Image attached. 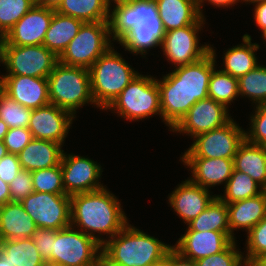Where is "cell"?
<instances>
[{
    "instance_id": "cell-14",
    "label": "cell",
    "mask_w": 266,
    "mask_h": 266,
    "mask_svg": "<svg viewBox=\"0 0 266 266\" xmlns=\"http://www.w3.org/2000/svg\"><path fill=\"white\" fill-rule=\"evenodd\" d=\"M61 170L66 195L92 192L105 187L99 182L102 166L88 157L63 152Z\"/></svg>"
},
{
    "instance_id": "cell-49",
    "label": "cell",
    "mask_w": 266,
    "mask_h": 266,
    "mask_svg": "<svg viewBox=\"0 0 266 266\" xmlns=\"http://www.w3.org/2000/svg\"><path fill=\"white\" fill-rule=\"evenodd\" d=\"M6 36L0 33V63L5 67V58H6Z\"/></svg>"
},
{
    "instance_id": "cell-53",
    "label": "cell",
    "mask_w": 266,
    "mask_h": 266,
    "mask_svg": "<svg viewBox=\"0 0 266 266\" xmlns=\"http://www.w3.org/2000/svg\"><path fill=\"white\" fill-rule=\"evenodd\" d=\"M8 154L7 148L4 144V141H0V160Z\"/></svg>"
},
{
    "instance_id": "cell-30",
    "label": "cell",
    "mask_w": 266,
    "mask_h": 266,
    "mask_svg": "<svg viewBox=\"0 0 266 266\" xmlns=\"http://www.w3.org/2000/svg\"><path fill=\"white\" fill-rule=\"evenodd\" d=\"M0 255L12 266H44L32 238L0 240Z\"/></svg>"
},
{
    "instance_id": "cell-52",
    "label": "cell",
    "mask_w": 266,
    "mask_h": 266,
    "mask_svg": "<svg viewBox=\"0 0 266 266\" xmlns=\"http://www.w3.org/2000/svg\"><path fill=\"white\" fill-rule=\"evenodd\" d=\"M258 266H266V253L255 260Z\"/></svg>"
},
{
    "instance_id": "cell-46",
    "label": "cell",
    "mask_w": 266,
    "mask_h": 266,
    "mask_svg": "<svg viewBox=\"0 0 266 266\" xmlns=\"http://www.w3.org/2000/svg\"><path fill=\"white\" fill-rule=\"evenodd\" d=\"M254 6V21L263 35L266 32V1L258 2Z\"/></svg>"
},
{
    "instance_id": "cell-35",
    "label": "cell",
    "mask_w": 266,
    "mask_h": 266,
    "mask_svg": "<svg viewBox=\"0 0 266 266\" xmlns=\"http://www.w3.org/2000/svg\"><path fill=\"white\" fill-rule=\"evenodd\" d=\"M31 109H28L3 93L0 98V118L11 128H28L31 118Z\"/></svg>"
},
{
    "instance_id": "cell-36",
    "label": "cell",
    "mask_w": 266,
    "mask_h": 266,
    "mask_svg": "<svg viewBox=\"0 0 266 266\" xmlns=\"http://www.w3.org/2000/svg\"><path fill=\"white\" fill-rule=\"evenodd\" d=\"M31 175L33 180V190L35 192L65 194L61 164L51 168L32 171Z\"/></svg>"
},
{
    "instance_id": "cell-4",
    "label": "cell",
    "mask_w": 266,
    "mask_h": 266,
    "mask_svg": "<svg viewBox=\"0 0 266 266\" xmlns=\"http://www.w3.org/2000/svg\"><path fill=\"white\" fill-rule=\"evenodd\" d=\"M172 245L127 224L102 244L103 266H158L164 263Z\"/></svg>"
},
{
    "instance_id": "cell-42",
    "label": "cell",
    "mask_w": 266,
    "mask_h": 266,
    "mask_svg": "<svg viewBox=\"0 0 266 266\" xmlns=\"http://www.w3.org/2000/svg\"><path fill=\"white\" fill-rule=\"evenodd\" d=\"M33 140L28 128H11L4 137L8 153L18 155Z\"/></svg>"
},
{
    "instance_id": "cell-2",
    "label": "cell",
    "mask_w": 266,
    "mask_h": 266,
    "mask_svg": "<svg viewBox=\"0 0 266 266\" xmlns=\"http://www.w3.org/2000/svg\"><path fill=\"white\" fill-rule=\"evenodd\" d=\"M112 6L108 23L113 42L134 55H144L141 57L153 47L161 48L166 32L155 0H130Z\"/></svg>"
},
{
    "instance_id": "cell-51",
    "label": "cell",
    "mask_w": 266,
    "mask_h": 266,
    "mask_svg": "<svg viewBox=\"0 0 266 266\" xmlns=\"http://www.w3.org/2000/svg\"><path fill=\"white\" fill-rule=\"evenodd\" d=\"M8 130H9L8 125L5 124L3 120L0 118V141L4 140V137L7 134Z\"/></svg>"
},
{
    "instance_id": "cell-17",
    "label": "cell",
    "mask_w": 266,
    "mask_h": 266,
    "mask_svg": "<svg viewBox=\"0 0 266 266\" xmlns=\"http://www.w3.org/2000/svg\"><path fill=\"white\" fill-rule=\"evenodd\" d=\"M53 14V8L35 4L5 34L7 45H43Z\"/></svg>"
},
{
    "instance_id": "cell-57",
    "label": "cell",
    "mask_w": 266,
    "mask_h": 266,
    "mask_svg": "<svg viewBox=\"0 0 266 266\" xmlns=\"http://www.w3.org/2000/svg\"><path fill=\"white\" fill-rule=\"evenodd\" d=\"M2 77H4V74L0 75V98H1V95L4 93V84H3Z\"/></svg>"
},
{
    "instance_id": "cell-39",
    "label": "cell",
    "mask_w": 266,
    "mask_h": 266,
    "mask_svg": "<svg viewBox=\"0 0 266 266\" xmlns=\"http://www.w3.org/2000/svg\"><path fill=\"white\" fill-rule=\"evenodd\" d=\"M250 116V128L245 130V139L253 144L266 147V103L256 105Z\"/></svg>"
},
{
    "instance_id": "cell-37",
    "label": "cell",
    "mask_w": 266,
    "mask_h": 266,
    "mask_svg": "<svg viewBox=\"0 0 266 266\" xmlns=\"http://www.w3.org/2000/svg\"><path fill=\"white\" fill-rule=\"evenodd\" d=\"M35 4L36 0H0V33L5 35Z\"/></svg>"
},
{
    "instance_id": "cell-43",
    "label": "cell",
    "mask_w": 266,
    "mask_h": 266,
    "mask_svg": "<svg viewBox=\"0 0 266 266\" xmlns=\"http://www.w3.org/2000/svg\"><path fill=\"white\" fill-rule=\"evenodd\" d=\"M56 238V230L47 228H37L32 235L35 247L40 256L47 263H51V252L53 251V240Z\"/></svg>"
},
{
    "instance_id": "cell-12",
    "label": "cell",
    "mask_w": 266,
    "mask_h": 266,
    "mask_svg": "<svg viewBox=\"0 0 266 266\" xmlns=\"http://www.w3.org/2000/svg\"><path fill=\"white\" fill-rule=\"evenodd\" d=\"M59 57L44 45L6 46V75L48 78Z\"/></svg>"
},
{
    "instance_id": "cell-44",
    "label": "cell",
    "mask_w": 266,
    "mask_h": 266,
    "mask_svg": "<svg viewBox=\"0 0 266 266\" xmlns=\"http://www.w3.org/2000/svg\"><path fill=\"white\" fill-rule=\"evenodd\" d=\"M22 170L18 156L8 153L0 160V179L10 184Z\"/></svg>"
},
{
    "instance_id": "cell-18",
    "label": "cell",
    "mask_w": 266,
    "mask_h": 266,
    "mask_svg": "<svg viewBox=\"0 0 266 266\" xmlns=\"http://www.w3.org/2000/svg\"><path fill=\"white\" fill-rule=\"evenodd\" d=\"M208 189L193 183L189 178L182 181L168 197L172 210L187 225L194 220L217 197Z\"/></svg>"
},
{
    "instance_id": "cell-33",
    "label": "cell",
    "mask_w": 266,
    "mask_h": 266,
    "mask_svg": "<svg viewBox=\"0 0 266 266\" xmlns=\"http://www.w3.org/2000/svg\"><path fill=\"white\" fill-rule=\"evenodd\" d=\"M216 69H213L210 76L208 97L228 108L239 97L238 78Z\"/></svg>"
},
{
    "instance_id": "cell-47",
    "label": "cell",
    "mask_w": 266,
    "mask_h": 266,
    "mask_svg": "<svg viewBox=\"0 0 266 266\" xmlns=\"http://www.w3.org/2000/svg\"><path fill=\"white\" fill-rule=\"evenodd\" d=\"M198 1V8H199V12L202 18H205L204 14H203V4L204 2H208V4H211L213 6L218 7H225L228 8L229 6H234L235 4L237 5V3L242 2V0H197Z\"/></svg>"
},
{
    "instance_id": "cell-32",
    "label": "cell",
    "mask_w": 266,
    "mask_h": 266,
    "mask_svg": "<svg viewBox=\"0 0 266 266\" xmlns=\"http://www.w3.org/2000/svg\"><path fill=\"white\" fill-rule=\"evenodd\" d=\"M224 189V195H217V197L225 203L255 197L264 191L249 175L234 169Z\"/></svg>"
},
{
    "instance_id": "cell-60",
    "label": "cell",
    "mask_w": 266,
    "mask_h": 266,
    "mask_svg": "<svg viewBox=\"0 0 266 266\" xmlns=\"http://www.w3.org/2000/svg\"><path fill=\"white\" fill-rule=\"evenodd\" d=\"M263 40H265L266 43V32L262 35Z\"/></svg>"
},
{
    "instance_id": "cell-56",
    "label": "cell",
    "mask_w": 266,
    "mask_h": 266,
    "mask_svg": "<svg viewBox=\"0 0 266 266\" xmlns=\"http://www.w3.org/2000/svg\"><path fill=\"white\" fill-rule=\"evenodd\" d=\"M0 266H12V265L0 255Z\"/></svg>"
},
{
    "instance_id": "cell-5",
    "label": "cell",
    "mask_w": 266,
    "mask_h": 266,
    "mask_svg": "<svg viewBox=\"0 0 266 266\" xmlns=\"http://www.w3.org/2000/svg\"><path fill=\"white\" fill-rule=\"evenodd\" d=\"M91 92L98 108L106 110L137 76L128 62L111 46L88 69Z\"/></svg>"
},
{
    "instance_id": "cell-38",
    "label": "cell",
    "mask_w": 266,
    "mask_h": 266,
    "mask_svg": "<svg viewBox=\"0 0 266 266\" xmlns=\"http://www.w3.org/2000/svg\"><path fill=\"white\" fill-rule=\"evenodd\" d=\"M236 241L219 253L195 261L197 266H240L244 261V252L238 250Z\"/></svg>"
},
{
    "instance_id": "cell-15",
    "label": "cell",
    "mask_w": 266,
    "mask_h": 266,
    "mask_svg": "<svg viewBox=\"0 0 266 266\" xmlns=\"http://www.w3.org/2000/svg\"><path fill=\"white\" fill-rule=\"evenodd\" d=\"M228 109L207 97L194 103L171 131L194 138L198 134L220 128L232 119Z\"/></svg>"
},
{
    "instance_id": "cell-24",
    "label": "cell",
    "mask_w": 266,
    "mask_h": 266,
    "mask_svg": "<svg viewBox=\"0 0 266 266\" xmlns=\"http://www.w3.org/2000/svg\"><path fill=\"white\" fill-rule=\"evenodd\" d=\"M62 147L60 143L33 138L17 156L22 169L32 172L61 164Z\"/></svg>"
},
{
    "instance_id": "cell-28",
    "label": "cell",
    "mask_w": 266,
    "mask_h": 266,
    "mask_svg": "<svg viewBox=\"0 0 266 266\" xmlns=\"http://www.w3.org/2000/svg\"><path fill=\"white\" fill-rule=\"evenodd\" d=\"M84 22L55 11L45 34L43 45L58 57L66 49L70 41L77 35Z\"/></svg>"
},
{
    "instance_id": "cell-58",
    "label": "cell",
    "mask_w": 266,
    "mask_h": 266,
    "mask_svg": "<svg viewBox=\"0 0 266 266\" xmlns=\"http://www.w3.org/2000/svg\"><path fill=\"white\" fill-rule=\"evenodd\" d=\"M263 1H266V0H242V3L243 2H245V4H252L253 3V5L254 4H256V3H258V2H263Z\"/></svg>"
},
{
    "instance_id": "cell-50",
    "label": "cell",
    "mask_w": 266,
    "mask_h": 266,
    "mask_svg": "<svg viewBox=\"0 0 266 266\" xmlns=\"http://www.w3.org/2000/svg\"><path fill=\"white\" fill-rule=\"evenodd\" d=\"M61 0H36V4L56 9Z\"/></svg>"
},
{
    "instance_id": "cell-29",
    "label": "cell",
    "mask_w": 266,
    "mask_h": 266,
    "mask_svg": "<svg viewBox=\"0 0 266 266\" xmlns=\"http://www.w3.org/2000/svg\"><path fill=\"white\" fill-rule=\"evenodd\" d=\"M55 11L84 23H93L108 21L110 6L105 0H61Z\"/></svg>"
},
{
    "instance_id": "cell-7",
    "label": "cell",
    "mask_w": 266,
    "mask_h": 266,
    "mask_svg": "<svg viewBox=\"0 0 266 266\" xmlns=\"http://www.w3.org/2000/svg\"><path fill=\"white\" fill-rule=\"evenodd\" d=\"M155 78L140 73L106 110L114 111L129 121H138L157 114L162 118L160 92Z\"/></svg>"
},
{
    "instance_id": "cell-27",
    "label": "cell",
    "mask_w": 266,
    "mask_h": 266,
    "mask_svg": "<svg viewBox=\"0 0 266 266\" xmlns=\"http://www.w3.org/2000/svg\"><path fill=\"white\" fill-rule=\"evenodd\" d=\"M251 40L249 34H244L241 44L225 51L223 55V66L225 68L223 67L222 71L232 77L239 78L259 65L255 53L259 50L260 45L252 43Z\"/></svg>"
},
{
    "instance_id": "cell-3",
    "label": "cell",
    "mask_w": 266,
    "mask_h": 266,
    "mask_svg": "<svg viewBox=\"0 0 266 266\" xmlns=\"http://www.w3.org/2000/svg\"><path fill=\"white\" fill-rule=\"evenodd\" d=\"M70 198L71 226L96 239L101 245L129 223L121 201L106 187L74 194ZM103 235L107 238L100 237Z\"/></svg>"
},
{
    "instance_id": "cell-55",
    "label": "cell",
    "mask_w": 266,
    "mask_h": 266,
    "mask_svg": "<svg viewBox=\"0 0 266 266\" xmlns=\"http://www.w3.org/2000/svg\"><path fill=\"white\" fill-rule=\"evenodd\" d=\"M127 1H130V0H105V2L110 6L112 7V3L114 2V4L116 3H120V2H127ZM112 2V3H111Z\"/></svg>"
},
{
    "instance_id": "cell-11",
    "label": "cell",
    "mask_w": 266,
    "mask_h": 266,
    "mask_svg": "<svg viewBox=\"0 0 266 266\" xmlns=\"http://www.w3.org/2000/svg\"><path fill=\"white\" fill-rule=\"evenodd\" d=\"M20 203L37 228L61 230L71 226L69 195L34 191Z\"/></svg>"
},
{
    "instance_id": "cell-48",
    "label": "cell",
    "mask_w": 266,
    "mask_h": 266,
    "mask_svg": "<svg viewBox=\"0 0 266 266\" xmlns=\"http://www.w3.org/2000/svg\"><path fill=\"white\" fill-rule=\"evenodd\" d=\"M11 202L9 184L0 179V206Z\"/></svg>"
},
{
    "instance_id": "cell-23",
    "label": "cell",
    "mask_w": 266,
    "mask_h": 266,
    "mask_svg": "<svg viewBox=\"0 0 266 266\" xmlns=\"http://www.w3.org/2000/svg\"><path fill=\"white\" fill-rule=\"evenodd\" d=\"M226 204L231 237L235 240V230L243 229L248 233L266 217V190L255 197Z\"/></svg>"
},
{
    "instance_id": "cell-40",
    "label": "cell",
    "mask_w": 266,
    "mask_h": 266,
    "mask_svg": "<svg viewBox=\"0 0 266 266\" xmlns=\"http://www.w3.org/2000/svg\"><path fill=\"white\" fill-rule=\"evenodd\" d=\"M245 244L247 246L244 260L255 261L266 253V217L247 233Z\"/></svg>"
},
{
    "instance_id": "cell-54",
    "label": "cell",
    "mask_w": 266,
    "mask_h": 266,
    "mask_svg": "<svg viewBox=\"0 0 266 266\" xmlns=\"http://www.w3.org/2000/svg\"><path fill=\"white\" fill-rule=\"evenodd\" d=\"M240 266H258L255 261L244 260Z\"/></svg>"
},
{
    "instance_id": "cell-21",
    "label": "cell",
    "mask_w": 266,
    "mask_h": 266,
    "mask_svg": "<svg viewBox=\"0 0 266 266\" xmlns=\"http://www.w3.org/2000/svg\"><path fill=\"white\" fill-rule=\"evenodd\" d=\"M189 167L192 174L189 178L193 183L205 189L224 183V187L234 169L233 159L226 158H180Z\"/></svg>"
},
{
    "instance_id": "cell-6",
    "label": "cell",
    "mask_w": 266,
    "mask_h": 266,
    "mask_svg": "<svg viewBox=\"0 0 266 266\" xmlns=\"http://www.w3.org/2000/svg\"><path fill=\"white\" fill-rule=\"evenodd\" d=\"M50 103L76 117V110L86 104L97 105L92 96L89 70L81 66H68L58 62L49 74Z\"/></svg>"
},
{
    "instance_id": "cell-59",
    "label": "cell",
    "mask_w": 266,
    "mask_h": 266,
    "mask_svg": "<svg viewBox=\"0 0 266 266\" xmlns=\"http://www.w3.org/2000/svg\"><path fill=\"white\" fill-rule=\"evenodd\" d=\"M44 266H59V265H55V264H51V263L46 262Z\"/></svg>"
},
{
    "instance_id": "cell-20",
    "label": "cell",
    "mask_w": 266,
    "mask_h": 266,
    "mask_svg": "<svg viewBox=\"0 0 266 266\" xmlns=\"http://www.w3.org/2000/svg\"><path fill=\"white\" fill-rule=\"evenodd\" d=\"M231 242L223 232L186 230L173 249L185 258L197 261L223 251Z\"/></svg>"
},
{
    "instance_id": "cell-25",
    "label": "cell",
    "mask_w": 266,
    "mask_h": 266,
    "mask_svg": "<svg viewBox=\"0 0 266 266\" xmlns=\"http://www.w3.org/2000/svg\"><path fill=\"white\" fill-rule=\"evenodd\" d=\"M37 229L20 202H7L0 211V240L32 238Z\"/></svg>"
},
{
    "instance_id": "cell-13",
    "label": "cell",
    "mask_w": 266,
    "mask_h": 266,
    "mask_svg": "<svg viewBox=\"0 0 266 266\" xmlns=\"http://www.w3.org/2000/svg\"><path fill=\"white\" fill-rule=\"evenodd\" d=\"M202 27L204 24H191L165 33L161 49L174 68L196 63L210 53L211 45L199 44Z\"/></svg>"
},
{
    "instance_id": "cell-10",
    "label": "cell",
    "mask_w": 266,
    "mask_h": 266,
    "mask_svg": "<svg viewBox=\"0 0 266 266\" xmlns=\"http://www.w3.org/2000/svg\"><path fill=\"white\" fill-rule=\"evenodd\" d=\"M180 158L233 159L245 140V130L233 118L224 126L195 136Z\"/></svg>"
},
{
    "instance_id": "cell-1",
    "label": "cell",
    "mask_w": 266,
    "mask_h": 266,
    "mask_svg": "<svg viewBox=\"0 0 266 266\" xmlns=\"http://www.w3.org/2000/svg\"><path fill=\"white\" fill-rule=\"evenodd\" d=\"M216 50L196 63L176 67L172 72L157 79L160 92L162 121L170 131L187 114L190 107L208 97L209 80L216 67Z\"/></svg>"
},
{
    "instance_id": "cell-9",
    "label": "cell",
    "mask_w": 266,
    "mask_h": 266,
    "mask_svg": "<svg viewBox=\"0 0 266 266\" xmlns=\"http://www.w3.org/2000/svg\"><path fill=\"white\" fill-rule=\"evenodd\" d=\"M112 45L108 21L84 23L59 56V62L89 69Z\"/></svg>"
},
{
    "instance_id": "cell-34",
    "label": "cell",
    "mask_w": 266,
    "mask_h": 266,
    "mask_svg": "<svg viewBox=\"0 0 266 266\" xmlns=\"http://www.w3.org/2000/svg\"><path fill=\"white\" fill-rule=\"evenodd\" d=\"M240 97H247L253 105L266 103V66L259 65L238 78ZM255 103V104H254Z\"/></svg>"
},
{
    "instance_id": "cell-16",
    "label": "cell",
    "mask_w": 266,
    "mask_h": 266,
    "mask_svg": "<svg viewBox=\"0 0 266 266\" xmlns=\"http://www.w3.org/2000/svg\"><path fill=\"white\" fill-rule=\"evenodd\" d=\"M74 118L68 111L49 103L32 110L28 129L33 138L63 145Z\"/></svg>"
},
{
    "instance_id": "cell-31",
    "label": "cell",
    "mask_w": 266,
    "mask_h": 266,
    "mask_svg": "<svg viewBox=\"0 0 266 266\" xmlns=\"http://www.w3.org/2000/svg\"><path fill=\"white\" fill-rule=\"evenodd\" d=\"M187 225L186 230L223 232L235 241L231 237L227 204L218 197Z\"/></svg>"
},
{
    "instance_id": "cell-41",
    "label": "cell",
    "mask_w": 266,
    "mask_h": 266,
    "mask_svg": "<svg viewBox=\"0 0 266 266\" xmlns=\"http://www.w3.org/2000/svg\"><path fill=\"white\" fill-rule=\"evenodd\" d=\"M10 198L12 202H21L29 194L33 193V180L31 172L22 169L16 178L9 184Z\"/></svg>"
},
{
    "instance_id": "cell-8",
    "label": "cell",
    "mask_w": 266,
    "mask_h": 266,
    "mask_svg": "<svg viewBox=\"0 0 266 266\" xmlns=\"http://www.w3.org/2000/svg\"><path fill=\"white\" fill-rule=\"evenodd\" d=\"M102 245L80 230L69 226L56 230L51 264L59 266H100Z\"/></svg>"
},
{
    "instance_id": "cell-45",
    "label": "cell",
    "mask_w": 266,
    "mask_h": 266,
    "mask_svg": "<svg viewBox=\"0 0 266 266\" xmlns=\"http://www.w3.org/2000/svg\"><path fill=\"white\" fill-rule=\"evenodd\" d=\"M164 264L166 266H197L195 261L185 258L173 248L168 252Z\"/></svg>"
},
{
    "instance_id": "cell-26",
    "label": "cell",
    "mask_w": 266,
    "mask_h": 266,
    "mask_svg": "<svg viewBox=\"0 0 266 266\" xmlns=\"http://www.w3.org/2000/svg\"><path fill=\"white\" fill-rule=\"evenodd\" d=\"M233 166L234 170L249 175L266 190V147L250 143L245 139L233 158Z\"/></svg>"
},
{
    "instance_id": "cell-22",
    "label": "cell",
    "mask_w": 266,
    "mask_h": 266,
    "mask_svg": "<svg viewBox=\"0 0 266 266\" xmlns=\"http://www.w3.org/2000/svg\"><path fill=\"white\" fill-rule=\"evenodd\" d=\"M165 32L191 24H205L197 0H155Z\"/></svg>"
},
{
    "instance_id": "cell-19",
    "label": "cell",
    "mask_w": 266,
    "mask_h": 266,
    "mask_svg": "<svg viewBox=\"0 0 266 266\" xmlns=\"http://www.w3.org/2000/svg\"><path fill=\"white\" fill-rule=\"evenodd\" d=\"M2 80L4 93L28 109H37L50 103L47 78L4 75Z\"/></svg>"
}]
</instances>
